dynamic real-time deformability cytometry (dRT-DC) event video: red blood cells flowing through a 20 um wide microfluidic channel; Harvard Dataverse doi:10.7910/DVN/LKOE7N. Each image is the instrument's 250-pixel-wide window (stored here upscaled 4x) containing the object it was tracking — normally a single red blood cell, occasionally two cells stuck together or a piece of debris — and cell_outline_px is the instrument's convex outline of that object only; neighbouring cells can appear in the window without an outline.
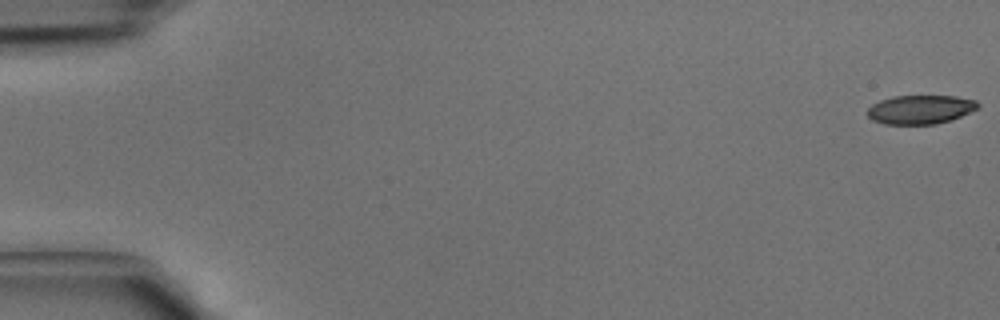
{"species": "common noctule bat (a hibernating species)", "species_latin": "Nyctalus noctula", "temperature_condition": "cold", "stored_images_in_passage": 44, "camera_frame_rate_fps": 3000, "um_per_image_px": 0.085, "animal": {"sex": "male", "body_mass_g": 15.6}, "frame": {"image": 1, "passage_image": 1, "time_ms": 0.0, "image_size_px": [1000, 320], "cell_outline_px": [[980, 108], [952, 120], [936, 124], [884, 124], [872, 120], [868, 116], [868, 108], [872, 104], [880, 100], [892, 96], [956, 96], [976, 100], [980, 104]], "centroid_in_image_um": [78.26, 9.31], "position_along_channel_um": 6.7, "area_um2": 18.79}}
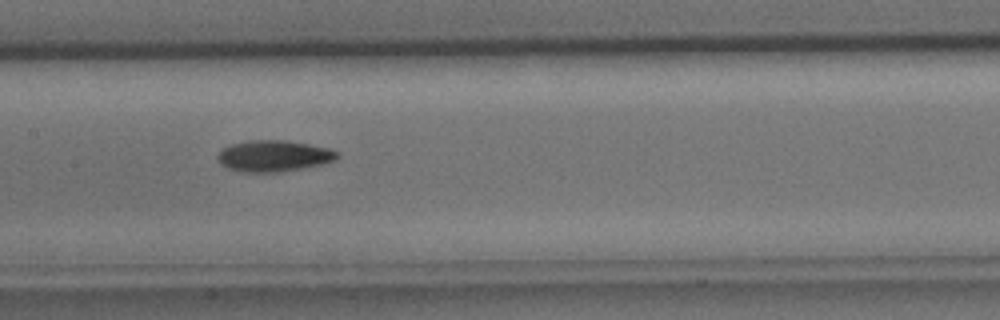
{"frame": {"image": 2, "passage_image": 22, "time_ms": 7.0, "image_size_px": [1000, 320], "cell_outline_px": [[340, 156], [336, 160], [324, 164], [280, 172], [244, 172], [228, 168], [220, 164], [216, 160], [216, 156], [224, 148], [232, 144], [248, 140], [288, 140], [328, 148], [340, 152]], "centroid_in_image_um": [23.29, 13.25], "position_along_channel_um": 184.1, "area_um2": 21.96}}
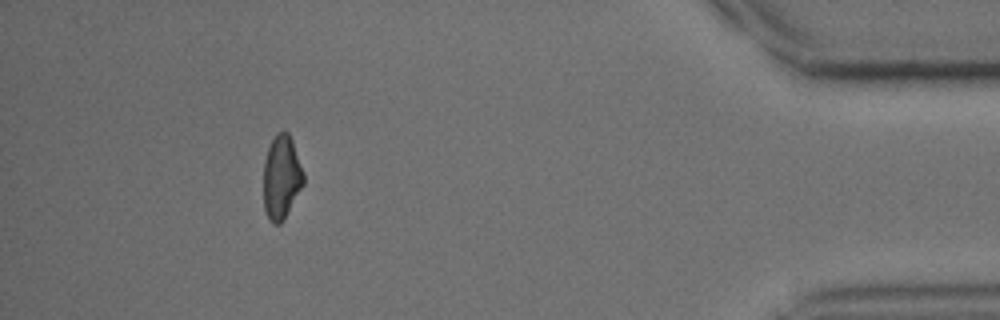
{"frame": {"image": 3, "passage_image": 40, "time_ms": 13.0, "image_size_px": [1000, 320], "cell_outline_px": [[304, 184], [284, 220], [280, 224], [272, 224], [264, 208], [264, 160], [268, 148], [276, 132], [284, 128], [288, 132], [292, 140], [304, 172]], "centroid_in_image_um": [23.94, 15.04], "position_along_channel_um": 411.3, "area_um2": 19.77}}